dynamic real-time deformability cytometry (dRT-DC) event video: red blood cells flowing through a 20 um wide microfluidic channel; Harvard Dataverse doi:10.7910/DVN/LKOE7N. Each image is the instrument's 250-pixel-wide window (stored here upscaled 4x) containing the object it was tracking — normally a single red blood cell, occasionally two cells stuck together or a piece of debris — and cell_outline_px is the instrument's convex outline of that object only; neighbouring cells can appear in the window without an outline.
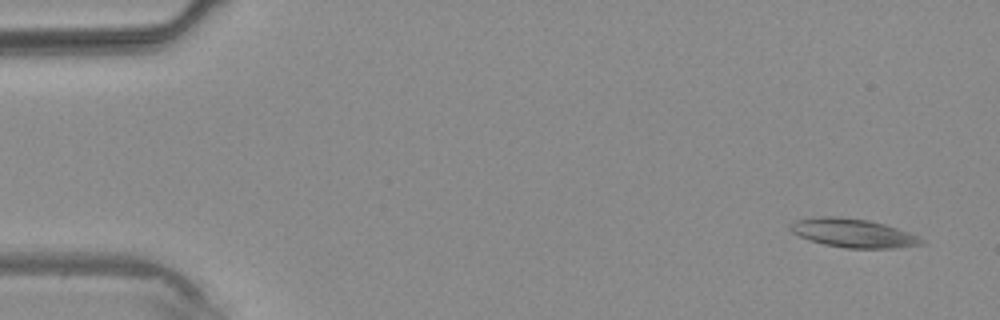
{"species": "common noctule bat (a hibernating species)", "species_latin": "Nyctalus noctula", "temperature_condition": "warm", "stored_images_in_passage": 5, "camera_frame_rate_fps": 3000, "um_per_image_px": 0.085, "animal": {"sex": "male", "body_mass_g": 20.4}, "frame": {"image": 1, "passage_image": 1, "time_ms": 0.0, "image_size_px": [1000, 320], "cell_outline_px": [[924, 244], [896, 248], [844, 248], [824, 244], [808, 240], [792, 232], [788, 228], [788, 224], [796, 220], [820, 216], [840, 216], [868, 220], [884, 224], [920, 236], [924, 240]], "centroid_in_image_um": [72.5, 19.81], "position_along_channel_um": 12.5, "area_um2": 22.08}}
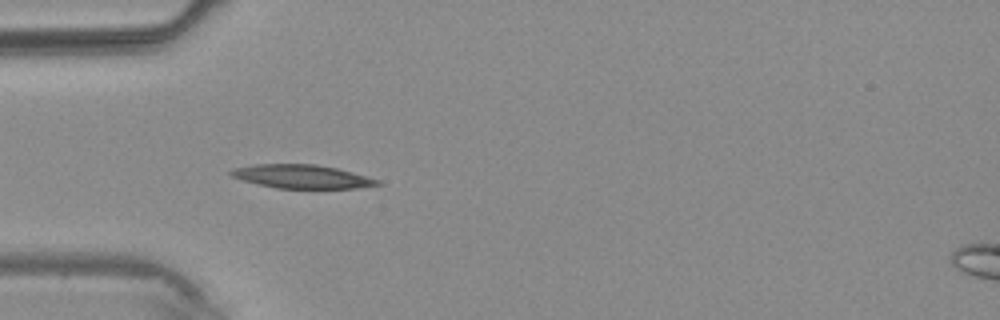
{"frame": {"image": 2, "passage_image": 4, "time_ms": 3.333, "image_size_px": [1000, 320], "cell_outline_px": [[380, 184], [356, 188], [276, 188], [244, 180], [232, 176], [228, 172], [232, 168], [252, 164], [316, 164], [336, 168], [380, 180]], "centroid_in_image_um": [25.62, 14.99], "position_along_channel_um": 59.4, "area_um2": 19.88}}